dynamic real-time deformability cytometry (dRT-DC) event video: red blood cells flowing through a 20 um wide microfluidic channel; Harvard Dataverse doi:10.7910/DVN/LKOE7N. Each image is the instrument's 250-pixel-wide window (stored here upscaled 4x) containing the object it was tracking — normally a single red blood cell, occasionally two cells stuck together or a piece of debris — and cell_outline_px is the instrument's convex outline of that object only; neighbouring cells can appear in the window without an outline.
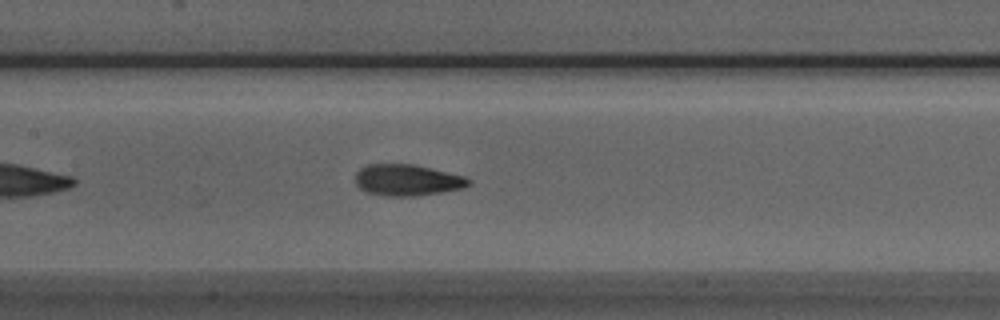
{"species": "Egyptian fruit bat (a non-hibernating species)", "species_latin": "Rousettus aegyptiacus", "temperature_condition": "room temperature", "stored_images_in_passage": 37, "camera_frame_rate_fps": 3000, "um_per_image_px": 0.085, "animal": {"sex": "male"}, "frame": {"image": 1, "passage_image": 13, "time_ms": 4.0, "image_size_px": [1000, 320], "cell_outline_px": [[472, 184], [464, 188], [416, 196], [384, 196], [364, 192], [356, 184], [356, 172], [360, 168], [368, 164], [416, 164], [464, 176], [472, 180]], "centroid_in_image_um": [34.62, 15.31], "position_along_channel_um": 172.8, "area_um2": 20.92}}
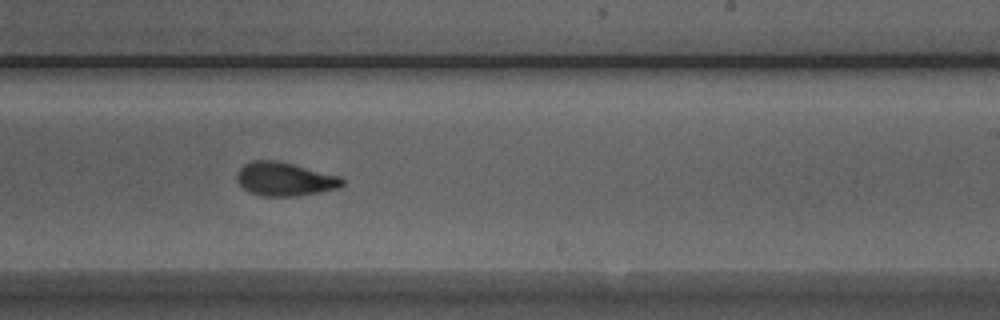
{"frame": {"image": 2, "passage_image": 20, "time_ms": 6.333, "image_size_px": [1000, 320], "cell_outline_px": [[344, 184], [340, 188], [320, 192], [296, 196], [264, 196], [248, 192], [236, 180], [236, 172], [244, 164], [252, 160], [276, 160], [340, 176], [344, 180]], "centroid_in_image_um": [24.19, 15.22], "position_along_channel_um": 264.8, "area_um2": 20.69}}
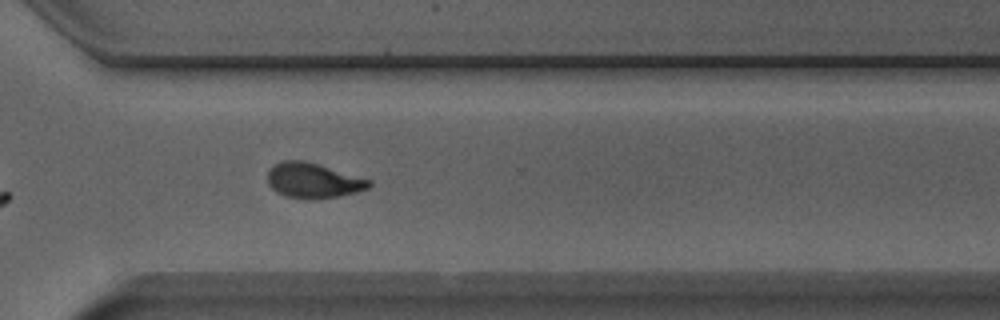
{"frame": {"image": 3, "passage_image": 26, "time_ms": 8.333, "image_size_px": [1000, 320], "cell_outline_px": [[372, 184], [368, 188], [356, 192], [340, 196], [312, 200], [284, 196], [272, 188], [268, 184], [268, 172], [276, 164], [284, 160], [304, 160], [372, 180]], "centroid_in_image_um": [26.64, 15.36], "position_along_channel_um": 344.0, "area_um2": 20.69}, "authors_computed_cell_mechanics": {"area_um2": 20.4612, "velocity_mm_per_s": 3.9604, "shape_relaxation_time_tau1_ms": 3.6881, "shape_relaxation_time_tau2_ms": 1.4586, "deformation_change_tau1": 0.151, "deformation_change_tau2": 0.0848}}